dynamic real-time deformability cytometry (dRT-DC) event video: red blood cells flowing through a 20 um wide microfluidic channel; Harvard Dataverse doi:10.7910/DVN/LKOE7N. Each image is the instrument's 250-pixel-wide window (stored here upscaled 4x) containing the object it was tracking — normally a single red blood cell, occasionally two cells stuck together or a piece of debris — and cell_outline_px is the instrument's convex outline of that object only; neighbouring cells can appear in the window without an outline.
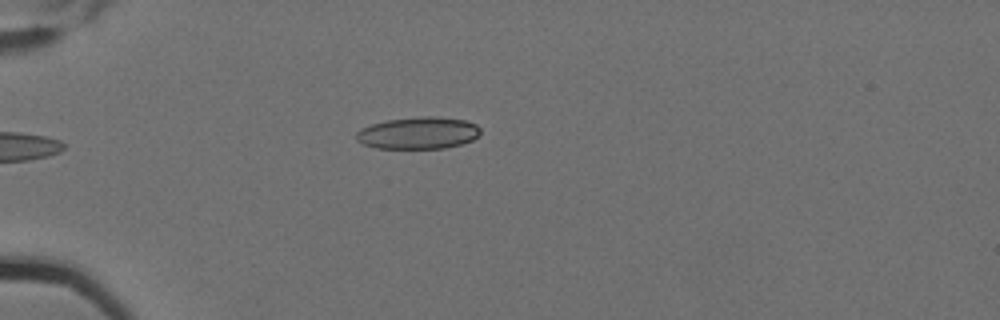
{"species": "Egyptian fruit bat (a non-hibernating species)", "species_latin": "Rousettus aegyptiacus", "temperature_condition": "cold", "stored_images_in_passage": 3, "camera_frame_rate_fps": 3000, "um_per_image_px": 0.085, "animal": {"sex": "female"}, "frame": {"image": 1, "passage_image": 3, "time_ms": 0.667, "image_size_px": [1000, 320], "cell_outline_px": [[480, 132], [472, 140], [460, 144], [444, 148], [376, 148], [364, 144], [356, 140], [356, 132], [360, 128], [372, 124], [388, 120], [424, 116], [436, 116], [468, 120], [476, 124], [480, 128]], "centroid_in_image_um": [35.55, 11.29], "position_along_channel_um": 49.4, "area_um2": 23.12}}